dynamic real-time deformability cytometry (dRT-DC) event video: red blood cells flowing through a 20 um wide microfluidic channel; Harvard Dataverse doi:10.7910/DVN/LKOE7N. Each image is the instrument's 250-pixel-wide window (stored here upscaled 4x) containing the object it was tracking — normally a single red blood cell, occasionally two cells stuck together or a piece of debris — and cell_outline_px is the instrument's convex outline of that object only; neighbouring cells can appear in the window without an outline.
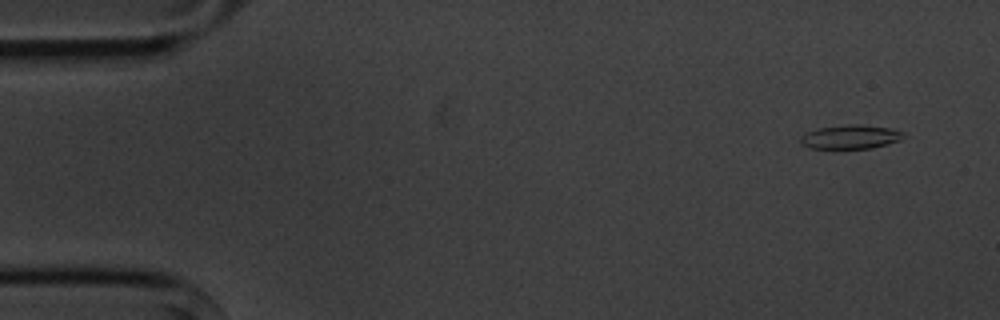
{"species": "common noctule bat (a hibernating species)", "species_latin": "Nyctalus noctula", "temperature_condition": "cold", "stored_images_in_passage": 5, "camera_frame_rate_fps": 3000, "um_per_image_px": 0.085, "animal": {"sex": "male", "body_mass_g": 20.1, "forearm_length_mm": 53.5}, "frame": {"image": 1, "passage_image": 1, "time_ms": 0.0, "image_size_px": [1000, 320], "cell_outline_px": [[904, 136], [900, 140], [872, 148], [844, 152], [812, 148], [804, 144], [800, 140], [808, 132], [816, 128], [848, 124], [856, 124], [888, 128], [904, 132]], "centroid_in_image_um": [72.29, 11.69], "position_along_channel_um": 12.7, "area_um2": 14.85}}
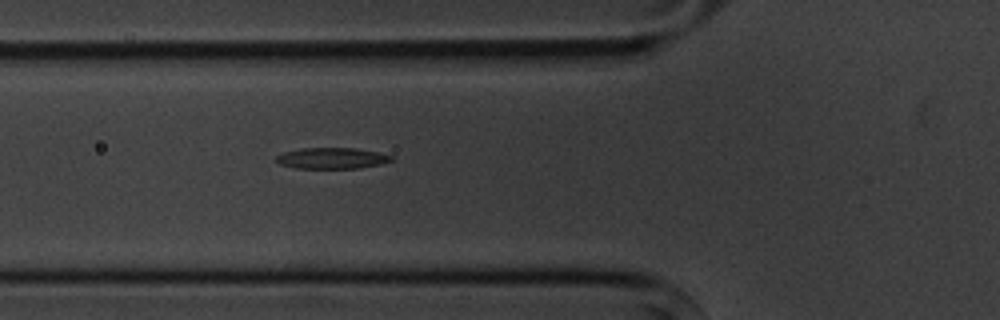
{"frame": {"image": 2, "passage_image": 5, "time_ms": 5.333, "image_size_px": [1000, 320], "cell_outline_px": [[392, 160], [380, 164], [360, 168], [296, 168], [280, 164], [276, 160], [276, 156], [284, 152], [300, 148], [356, 148], [376, 152], [392, 156]], "centroid_in_image_um": [28.18, 13.44], "position_along_channel_um": 97.6, "area_um2": 13.99}}